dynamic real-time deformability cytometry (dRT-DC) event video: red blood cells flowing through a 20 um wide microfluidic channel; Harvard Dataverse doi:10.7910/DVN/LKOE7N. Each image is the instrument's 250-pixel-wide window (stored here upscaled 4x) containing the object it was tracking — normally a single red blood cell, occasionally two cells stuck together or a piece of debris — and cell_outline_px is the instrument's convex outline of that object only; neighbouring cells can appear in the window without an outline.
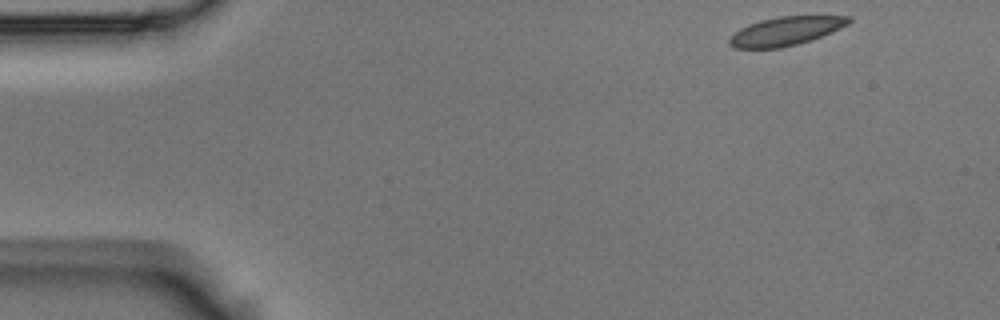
{"species": "Egyptian fruit bat (a non-hibernating species)", "species_latin": "Rousettus aegyptiacus", "temperature_condition": "room temperature", "stored_images_in_passage": 4, "camera_frame_rate_fps": 3000, "um_per_image_px": 0.085, "animal": {"sex": "male"}, "frame": {"image": 1, "passage_image": 1, "time_ms": 0.0, "image_size_px": [1000, 320], "cell_outline_px": [[852, 20], [848, 24], [840, 28], [820, 36], [796, 44], [780, 48], [732, 48], [728, 44], [728, 40], [740, 28], [748, 24], [760, 20], [780, 16], [852, 16]], "centroid_in_image_um": [66.75, 2.64], "position_along_channel_um": 18.2, "area_um2": 19.71}}
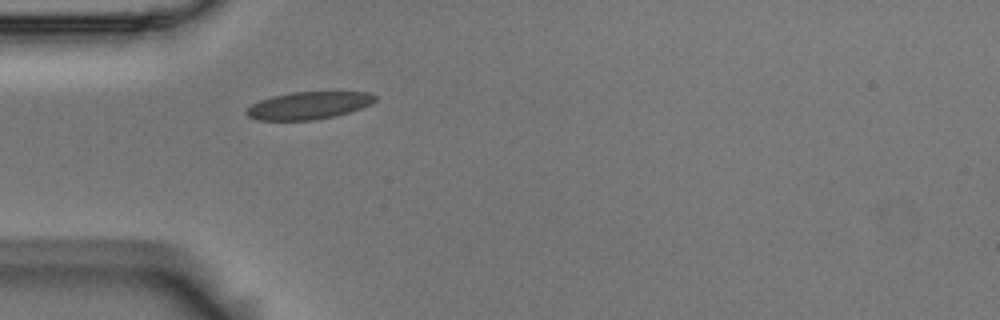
{"frame": {"image": 2, "passage_image": 4, "time_ms": 1.0, "image_size_px": [1000, 320], "cell_outline_px": [[376, 100], [372, 104], [336, 116], [312, 120], [256, 120], [248, 116], [244, 112], [252, 104], [260, 100], [272, 96], [292, 92], [368, 92], [376, 96]], "centroid_in_image_um": [26.22, 8.97], "position_along_channel_um": 58.8, "area_um2": 20.52}}